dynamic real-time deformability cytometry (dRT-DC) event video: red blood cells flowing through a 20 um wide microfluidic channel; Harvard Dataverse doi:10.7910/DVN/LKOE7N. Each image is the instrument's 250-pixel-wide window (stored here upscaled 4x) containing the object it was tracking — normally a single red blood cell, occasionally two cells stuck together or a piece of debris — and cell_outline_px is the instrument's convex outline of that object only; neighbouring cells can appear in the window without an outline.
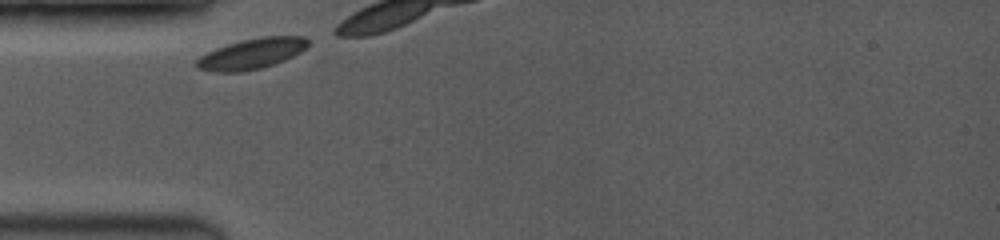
{"species": "common noctule bat (a hibernating species)", "species_latin": "Nyctalus noctula", "temperature_condition": "room temperature", "stored_images_in_passage": 8, "camera_frame_rate_fps": 3500, "um_per_image_px": 0.085, "animal": {"sex": "female", "body_mass_g": 19.0, "forearm_length_mm": 53.3}, "frame": {"image": 1, "passage_image": 1, "time_ms": 0.0, "image_size_px": [1000, 240], "cell_outline_px": [[308, 44], [300, 52], [284, 60], [260, 68], [244, 72], [212, 72], [196, 68], [196, 60], [200, 56], [216, 48], [228, 44], [260, 36], [304, 36], [308, 40]], "centroid_in_image_um": [21.36, 4.57], "position_along_channel_um": 63.6, "area_um2": 19.71}}